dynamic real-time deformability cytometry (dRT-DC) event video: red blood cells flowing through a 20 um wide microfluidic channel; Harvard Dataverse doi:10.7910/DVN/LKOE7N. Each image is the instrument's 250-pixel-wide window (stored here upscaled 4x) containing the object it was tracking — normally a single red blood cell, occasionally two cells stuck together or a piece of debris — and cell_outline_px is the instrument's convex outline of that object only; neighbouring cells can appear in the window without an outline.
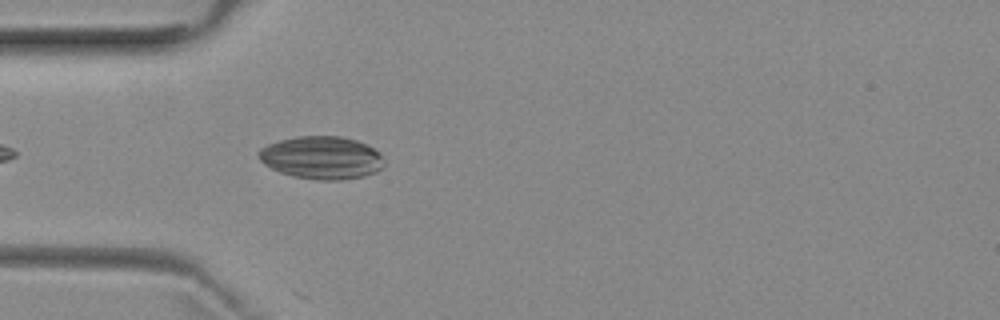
{"species": "common noctule bat (a hibernating species)", "species_latin": "Nyctalus noctula", "temperature_condition": "room temperature", "stored_images_in_passage": 4, "camera_frame_rate_fps": 3000, "um_per_image_px": 0.085, "animal": {"sex": "female", "body_mass_g": 29.2, "forearm_length_mm": 56.3}, "frame": {"image": 1, "passage_image": 4, "time_ms": 3.667, "image_size_px": [1000, 320], "cell_outline_px": [[384, 168], [376, 172], [364, 176], [340, 180], [320, 180], [292, 176], [280, 172], [264, 164], [256, 156], [256, 152], [260, 148], [268, 144], [280, 140], [296, 136], [340, 136], [356, 140], [368, 144], [380, 152], [384, 164]], "centroid_in_image_um": [27.34, 13.4], "position_along_channel_um": 57.7, "area_um2": 31.62}}